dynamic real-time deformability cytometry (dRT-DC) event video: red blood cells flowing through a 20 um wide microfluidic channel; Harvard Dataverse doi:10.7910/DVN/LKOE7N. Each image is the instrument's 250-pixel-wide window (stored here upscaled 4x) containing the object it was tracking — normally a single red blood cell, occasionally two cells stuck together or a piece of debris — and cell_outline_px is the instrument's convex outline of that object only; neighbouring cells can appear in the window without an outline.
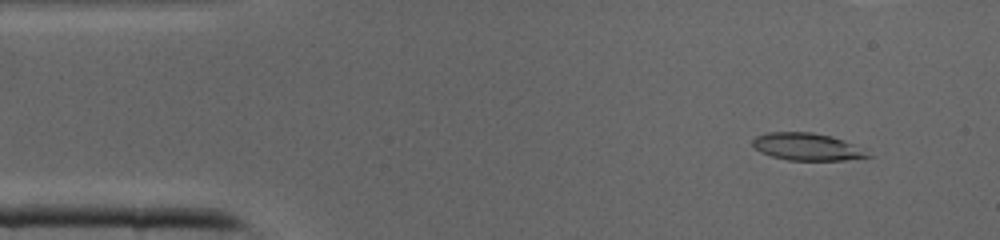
{"species": "common noctule bat (a hibernating species)", "species_latin": "Nyctalus noctula", "temperature_condition": "cold", "stored_images_in_passage": 41, "camera_frame_rate_fps": 3000, "um_per_image_px": 0.085, "animal": {"sex": "male", "body_mass_g": 19.0, "forearm_length_mm": 50.8}, "frame": {"image": 1, "passage_image": 4, "time_ms": 1.0, "image_size_px": [1000, 240], "cell_outline_px": [[872, 156], [844, 160], [788, 160], [772, 156], [760, 152], [752, 144], [752, 140], [756, 136], [768, 132], [812, 132], [832, 136], [844, 140], [852, 144]], "centroid_in_image_um": [68.54, 12.46], "position_along_channel_um": 16.5, "area_um2": 18.09}}
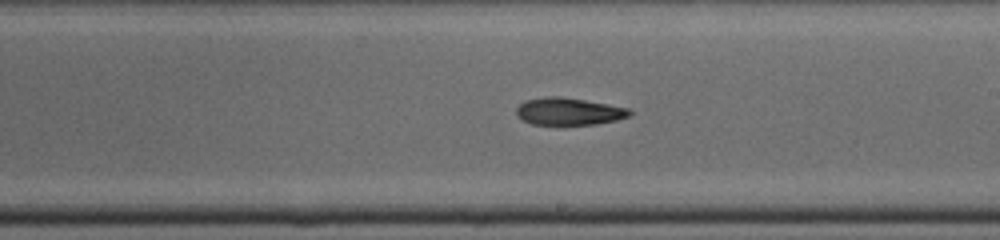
{"frame": {"image": 2, "passage_image": 23, "time_ms": 7.333, "image_size_px": [1000, 240], "cell_outline_px": [[632, 112], [628, 116], [616, 120], [596, 124], [532, 124], [524, 120], [516, 112], [516, 108], [524, 100], [548, 96], [560, 96], [608, 104], [628, 108]], "centroid_in_image_um": [48.34, 9.46], "position_along_channel_um": 240.7, "area_um2": 17.74}}
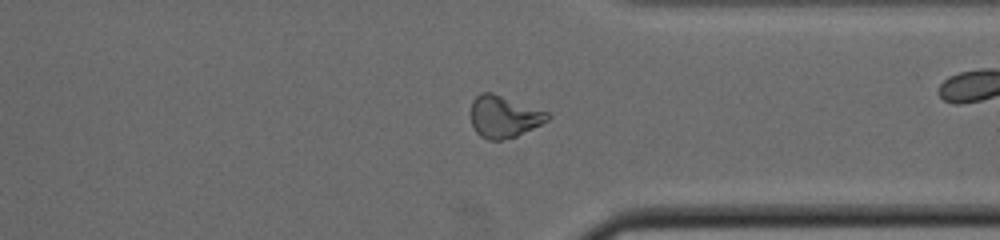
{"frame": {"image": 3, "passage_image": 31, "time_ms": 10.0, "image_size_px": [1000, 240], "cell_outline_px": [[552, 116], [548, 120], [516, 136], [504, 140], [488, 140], [480, 136], [476, 132], [472, 124], [472, 100], [480, 92], [492, 92], [548, 112]], "centroid_in_image_um": [42.82, 9.91], "position_along_channel_um": 368.6, "area_um2": 18.61}}